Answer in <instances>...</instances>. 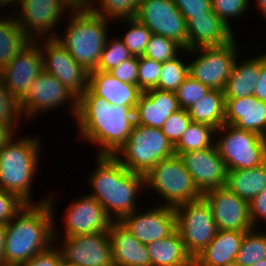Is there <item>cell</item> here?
Returning a JSON list of instances; mask_svg holds the SVG:
<instances>
[{
	"label": "cell",
	"mask_w": 266,
	"mask_h": 266,
	"mask_svg": "<svg viewBox=\"0 0 266 266\" xmlns=\"http://www.w3.org/2000/svg\"><path fill=\"white\" fill-rule=\"evenodd\" d=\"M249 214L254 227L258 218L266 221V188L249 202Z\"/></svg>",
	"instance_id": "48"
},
{
	"label": "cell",
	"mask_w": 266,
	"mask_h": 266,
	"mask_svg": "<svg viewBox=\"0 0 266 266\" xmlns=\"http://www.w3.org/2000/svg\"><path fill=\"white\" fill-rule=\"evenodd\" d=\"M108 233L114 266H151L146 245L139 242L120 221H113Z\"/></svg>",
	"instance_id": "24"
},
{
	"label": "cell",
	"mask_w": 266,
	"mask_h": 266,
	"mask_svg": "<svg viewBox=\"0 0 266 266\" xmlns=\"http://www.w3.org/2000/svg\"><path fill=\"white\" fill-rule=\"evenodd\" d=\"M26 204L19 196L0 189V223L7 224Z\"/></svg>",
	"instance_id": "44"
},
{
	"label": "cell",
	"mask_w": 266,
	"mask_h": 266,
	"mask_svg": "<svg viewBox=\"0 0 266 266\" xmlns=\"http://www.w3.org/2000/svg\"><path fill=\"white\" fill-rule=\"evenodd\" d=\"M151 266H193L177 229L170 235L146 245Z\"/></svg>",
	"instance_id": "27"
},
{
	"label": "cell",
	"mask_w": 266,
	"mask_h": 266,
	"mask_svg": "<svg viewBox=\"0 0 266 266\" xmlns=\"http://www.w3.org/2000/svg\"><path fill=\"white\" fill-rule=\"evenodd\" d=\"M189 76V65L184 64L179 56L162 63L157 89L175 92Z\"/></svg>",
	"instance_id": "35"
},
{
	"label": "cell",
	"mask_w": 266,
	"mask_h": 266,
	"mask_svg": "<svg viewBox=\"0 0 266 266\" xmlns=\"http://www.w3.org/2000/svg\"><path fill=\"white\" fill-rule=\"evenodd\" d=\"M5 237H6V224L0 223V266H5L4 263Z\"/></svg>",
	"instance_id": "51"
},
{
	"label": "cell",
	"mask_w": 266,
	"mask_h": 266,
	"mask_svg": "<svg viewBox=\"0 0 266 266\" xmlns=\"http://www.w3.org/2000/svg\"><path fill=\"white\" fill-rule=\"evenodd\" d=\"M0 16V73L31 40L25 35L16 18Z\"/></svg>",
	"instance_id": "31"
},
{
	"label": "cell",
	"mask_w": 266,
	"mask_h": 266,
	"mask_svg": "<svg viewBox=\"0 0 266 266\" xmlns=\"http://www.w3.org/2000/svg\"><path fill=\"white\" fill-rule=\"evenodd\" d=\"M249 0H211L214 13L231 28L228 18H236L249 8Z\"/></svg>",
	"instance_id": "43"
},
{
	"label": "cell",
	"mask_w": 266,
	"mask_h": 266,
	"mask_svg": "<svg viewBox=\"0 0 266 266\" xmlns=\"http://www.w3.org/2000/svg\"><path fill=\"white\" fill-rule=\"evenodd\" d=\"M176 229L188 254L194 259L217 234L208 202L202 197L175 207Z\"/></svg>",
	"instance_id": "9"
},
{
	"label": "cell",
	"mask_w": 266,
	"mask_h": 266,
	"mask_svg": "<svg viewBox=\"0 0 266 266\" xmlns=\"http://www.w3.org/2000/svg\"><path fill=\"white\" fill-rule=\"evenodd\" d=\"M17 6L22 10L18 17H15L17 23L32 41L50 33L60 17L62 18L65 8L74 10L78 7L72 0H19Z\"/></svg>",
	"instance_id": "14"
},
{
	"label": "cell",
	"mask_w": 266,
	"mask_h": 266,
	"mask_svg": "<svg viewBox=\"0 0 266 266\" xmlns=\"http://www.w3.org/2000/svg\"><path fill=\"white\" fill-rule=\"evenodd\" d=\"M191 122L188 111L179 109L168 117L161 130L172 145L175 146Z\"/></svg>",
	"instance_id": "42"
},
{
	"label": "cell",
	"mask_w": 266,
	"mask_h": 266,
	"mask_svg": "<svg viewBox=\"0 0 266 266\" xmlns=\"http://www.w3.org/2000/svg\"><path fill=\"white\" fill-rule=\"evenodd\" d=\"M225 124L266 138V102L254 95L225 99Z\"/></svg>",
	"instance_id": "23"
},
{
	"label": "cell",
	"mask_w": 266,
	"mask_h": 266,
	"mask_svg": "<svg viewBox=\"0 0 266 266\" xmlns=\"http://www.w3.org/2000/svg\"><path fill=\"white\" fill-rule=\"evenodd\" d=\"M145 185L165 199L167 206L195 201L203 194L195 185L179 155L160 160L145 175Z\"/></svg>",
	"instance_id": "7"
},
{
	"label": "cell",
	"mask_w": 266,
	"mask_h": 266,
	"mask_svg": "<svg viewBox=\"0 0 266 266\" xmlns=\"http://www.w3.org/2000/svg\"><path fill=\"white\" fill-rule=\"evenodd\" d=\"M49 198L38 204H26L6 224L5 266H18L54 244L57 238L53 226L54 202Z\"/></svg>",
	"instance_id": "2"
},
{
	"label": "cell",
	"mask_w": 266,
	"mask_h": 266,
	"mask_svg": "<svg viewBox=\"0 0 266 266\" xmlns=\"http://www.w3.org/2000/svg\"><path fill=\"white\" fill-rule=\"evenodd\" d=\"M215 134L221 136L215 144L227 171L254 168L266 162L265 137L228 124L216 129Z\"/></svg>",
	"instance_id": "8"
},
{
	"label": "cell",
	"mask_w": 266,
	"mask_h": 266,
	"mask_svg": "<svg viewBox=\"0 0 266 266\" xmlns=\"http://www.w3.org/2000/svg\"><path fill=\"white\" fill-rule=\"evenodd\" d=\"M19 4V0H0V6H6L7 4H9L10 6H12L11 4L13 3H17Z\"/></svg>",
	"instance_id": "53"
},
{
	"label": "cell",
	"mask_w": 266,
	"mask_h": 266,
	"mask_svg": "<svg viewBox=\"0 0 266 266\" xmlns=\"http://www.w3.org/2000/svg\"><path fill=\"white\" fill-rule=\"evenodd\" d=\"M123 21H127V24L130 27L122 40L124 45L129 49L132 56H143L152 34L151 31L136 18Z\"/></svg>",
	"instance_id": "37"
},
{
	"label": "cell",
	"mask_w": 266,
	"mask_h": 266,
	"mask_svg": "<svg viewBox=\"0 0 266 266\" xmlns=\"http://www.w3.org/2000/svg\"><path fill=\"white\" fill-rule=\"evenodd\" d=\"M70 18L66 35L50 34L88 72L96 70L107 41V19L96 15L87 6H78Z\"/></svg>",
	"instance_id": "4"
},
{
	"label": "cell",
	"mask_w": 266,
	"mask_h": 266,
	"mask_svg": "<svg viewBox=\"0 0 266 266\" xmlns=\"http://www.w3.org/2000/svg\"><path fill=\"white\" fill-rule=\"evenodd\" d=\"M189 51L201 47H220L234 40L232 29L213 10L208 15L193 16L187 21Z\"/></svg>",
	"instance_id": "21"
},
{
	"label": "cell",
	"mask_w": 266,
	"mask_h": 266,
	"mask_svg": "<svg viewBox=\"0 0 266 266\" xmlns=\"http://www.w3.org/2000/svg\"><path fill=\"white\" fill-rule=\"evenodd\" d=\"M236 48L237 45L233 40L220 47H201L189 50V53L200 54L197 59L188 64L189 75L210 89L224 90L238 56Z\"/></svg>",
	"instance_id": "10"
},
{
	"label": "cell",
	"mask_w": 266,
	"mask_h": 266,
	"mask_svg": "<svg viewBox=\"0 0 266 266\" xmlns=\"http://www.w3.org/2000/svg\"><path fill=\"white\" fill-rule=\"evenodd\" d=\"M225 187L250 202L266 188V162L254 168L227 171Z\"/></svg>",
	"instance_id": "29"
},
{
	"label": "cell",
	"mask_w": 266,
	"mask_h": 266,
	"mask_svg": "<svg viewBox=\"0 0 266 266\" xmlns=\"http://www.w3.org/2000/svg\"><path fill=\"white\" fill-rule=\"evenodd\" d=\"M180 108L175 92L157 88L142 92L135 107L136 124L161 128Z\"/></svg>",
	"instance_id": "22"
},
{
	"label": "cell",
	"mask_w": 266,
	"mask_h": 266,
	"mask_svg": "<svg viewBox=\"0 0 266 266\" xmlns=\"http://www.w3.org/2000/svg\"><path fill=\"white\" fill-rule=\"evenodd\" d=\"M202 197L211 208L218 230L254 229L249 214V202L232 193L227 187L209 190Z\"/></svg>",
	"instance_id": "16"
},
{
	"label": "cell",
	"mask_w": 266,
	"mask_h": 266,
	"mask_svg": "<svg viewBox=\"0 0 266 266\" xmlns=\"http://www.w3.org/2000/svg\"><path fill=\"white\" fill-rule=\"evenodd\" d=\"M253 95L266 102V53L261 55V73L255 84Z\"/></svg>",
	"instance_id": "49"
},
{
	"label": "cell",
	"mask_w": 266,
	"mask_h": 266,
	"mask_svg": "<svg viewBox=\"0 0 266 266\" xmlns=\"http://www.w3.org/2000/svg\"><path fill=\"white\" fill-rule=\"evenodd\" d=\"M38 138L12 137L0 148V189L19 196L27 204L31 201V183L38 165Z\"/></svg>",
	"instance_id": "5"
},
{
	"label": "cell",
	"mask_w": 266,
	"mask_h": 266,
	"mask_svg": "<svg viewBox=\"0 0 266 266\" xmlns=\"http://www.w3.org/2000/svg\"><path fill=\"white\" fill-rule=\"evenodd\" d=\"M245 232L218 230L209 245L193 259V266H234Z\"/></svg>",
	"instance_id": "25"
},
{
	"label": "cell",
	"mask_w": 266,
	"mask_h": 266,
	"mask_svg": "<svg viewBox=\"0 0 266 266\" xmlns=\"http://www.w3.org/2000/svg\"><path fill=\"white\" fill-rule=\"evenodd\" d=\"M43 71L40 46L31 40L0 73L6 88L20 100Z\"/></svg>",
	"instance_id": "18"
},
{
	"label": "cell",
	"mask_w": 266,
	"mask_h": 266,
	"mask_svg": "<svg viewBox=\"0 0 266 266\" xmlns=\"http://www.w3.org/2000/svg\"><path fill=\"white\" fill-rule=\"evenodd\" d=\"M52 245L47 250L36 254L34 257L28 261L18 265V266H61L63 263L62 253L57 247Z\"/></svg>",
	"instance_id": "47"
},
{
	"label": "cell",
	"mask_w": 266,
	"mask_h": 266,
	"mask_svg": "<svg viewBox=\"0 0 266 266\" xmlns=\"http://www.w3.org/2000/svg\"><path fill=\"white\" fill-rule=\"evenodd\" d=\"M143 0H99V7H95L93 0L87 7L96 15L109 19H132L137 15ZM92 2V3H91Z\"/></svg>",
	"instance_id": "34"
},
{
	"label": "cell",
	"mask_w": 266,
	"mask_h": 266,
	"mask_svg": "<svg viewBox=\"0 0 266 266\" xmlns=\"http://www.w3.org/2000/svg\"><path fill=\"white\" fill-rule=\"evenodd\" d=\"M123 156L124 159L119 158ZM175 155L161 128L135 124L127 141L113 155L126 169L145 175L160 160Z\"/></svg>",
	"instance_id": "6"
},
{
	"label": "cell",
	"mask_w": 266,
	"mask_h": 266,
	"mask_svg": "<svg viewBox=\"0 0 266 266\" xmlns=\"http://www.w3.org/2000/svg\"><path fill=\"white\" fill-rule=\"evenodd\" d=\"M78 6H87L90 3V0H72Z\"/></svg>",
	"instance_id": "54"
},
{
	"label": "cell",
	"mask_w": 266,
	"mask_h": 266,
	"mask_svg": "<svg viewBox=\"0 0 266 266\" xmlns=\"http://www.w3.org/2000/svg\"><path fill=\"white\" fill-rule=\"evenodd\" d=\"M109 42L107 39L99 64L94 71L109 72L118 64L132 57L129 49L124 45L122 39L120 40V38H114L113 41Z\"/></svg>",
	"instance_id": "38"
},
{
	"label": "cell",
	"mask_w": 266,
	"mask_h": 266,
	"mask_svg": "<svg viewBox=\"0 0 266 266\" xmlns=\"http://www.w3.org/2000/svg\"><path fill=\"white\" fill-rule=\"evenodd\" d=\"M136 106L112 105L89 88L77 99L76 121L81 137L99 145L98 155L113 156L136 124Z\"/></svg>",
	"instance_id": "1"
},
{
	"label": "cell",
	"mask_w": 266,
	"mask_h": 266,
	"mask_svg": "<svg viewBox=\"0 0 266 266\" xmlns=\"http://www.w3.org/2000/svg\"><path fill=\"white\" fill-rule=\"evenodd\" d=\"M22 117L19 100L6 88L0 79V123L9 126L13 131L16 122ZM14 128V129H13Z\"/></svg>",
	"instance_id": "39"
},
{
	"label": "cell",
	"mask_w": 266,
	"mask_h": 266,
	"mask_svg": "<svg viewBox=\"0 0 266 266\" xmlns=\"http://www.w3.org/2000/svg\"><path fill=\"white\" fill-rule=\"evenodd\" d=\"M236 59L224 88L225 99H238L254 94L255 84L261 73V56L238 63Z\"/></svg>",
	"instance_id": "28"
},
{
	"label": "cell",
	"mask_w": 266,
	"mask_h": 266,
	"mask_svg": "<svg viewBox=\"0 0 266 266\" xmlns=\"http://www.w3.org/2000/svg\"><path fill=\"white\" fill-rule=\"evenodd\" d=\"M215 131L216 129L212 126L191 122L179 142L174 146L175 153H185L212 147L213 143H215L213 142L216 137Z\"/></svg>",
	"instance_id": "32"
},
{
	"label": "cell",
	"mask_w": 266,
	"mask_h": 266,
	"mask_svg": "<svg viewBox=\"0 0 266 266\" xmlns=\"http://www.w3.org/2000/svg\"><path fill=\"white\" fill-rule=\"evenodd\" d=\"M97 156V168L89 178L93 193L89 195L101 203L113 221H120L137 210L135 198L145 186L144 175L129 171L114 156Z\"/></svg>",
	"instance_id": "3"
},
{
	"label": "cell",
	"mask_w": 266,
	"mask_h": 266,
	"mask_svg": "<svg viewBox=\"0 0 266 266\" xmlns=\"http://www.w3.org/2000/svg\"><path fill=\"white\" fill-rule=\"evenodd\" d=\"M175 154L182 159L202 194L225 186L227 169L215 143L210 148Z\"/></svg>",
	"instance_id": "17"
},
{
	"label": "cell",
	"mask_w": 266,
	"mask_h": 266,
	"mask_svg": "<svg viewBox=\"0 0 266 266\" xmlns=\"http://www.w3.org/2000/svg\"><path fill=\"white\" fill-rule=\"evenodd\" d=\"M60 249L63 263L69 266H114L108 231L63 237Z\"/></svg>",
	"instance_id": "13"
},
{
	"label": "cell",
	"mask_w": 266,
	"mask_h": 266,
	"mask_svg": "<svg viewBox=\"0 0 266 266\" xmlns=\"http://www.w3.org/2000/svg\"><path fill=\"white\" fill-rule=\"evenodd\" d=\"M88 88L114 106H136L142 93L138 85L121 82L104 71L89 72Z\"/></svg>",
	"instance_id": "26"
},
{
	"label": "cell",
	"mask_w": 266,
	"mask_h": 266,
	"mask_svg": "<svg viewBox=\"0 0 266 266\" xmlns=\"http://www.w3.org/2000/svg\"><path fill=\"white\" fill-rule=\"evenodd\" d=\"M46 44L40 45L43 71L55 76L72 94L79 98L88 88L89 72L69 54L54 38H46ZM43 49H41L42 47Z\"/></svg>",
	"instance_id": "12"
},
{
	"label": "cell",
	"mask_w": 266,
	"mask_h": 266,
	"mask_svg": "<svg viewBox=\"0 0 266 266\" xmlns=\"http://www.w3.org/2000/svg\"><path fill=\"white\" fill-rule=\"evenodd\" d=\"M67 209L64 237L108 231L113 222L101 203L90 195L72 202Z\"/></svg>",
	"instance_id": "20"
},
{
	"label": "cell",
	"mask_w": 266,
	"mask_h": 266,
	"mask_svg": "<svg viewBox=\"0 0 266 266\" xmlns=\"http://www.w3.org/2000/svg\"><path fill=\"white\" fill-rule=\"evenodd\" d=\"M180 50L185 49L174 40L151 34L143 56L163 63L178 57L177 52Z\"/></svg>",
	"instance_id": "36"
},
{
	"label": "cell",
	"mask_w": 266,
	"mask_h": 266,
	"mask_svg": "<svg viewBox=\"0 0 266 266\" xmlns=\"http://www.w3.org/2000/svg\"><path fill=\"white\" fill-rule=\"evenodd\" d=\"M192 122L219 129L225 124V97L223 90L210 89L207 94L187 109Z\"/></svg>",
	"instance_id": "30"
},
{
	"label": "cell",
	"mask_w": 266,
	"mask_h": 266,
	"mask_svg": "<svg viewBox=\"0 0 266 266\" xmlns=\"http://www.w3.org/2000/svg\"><path fill=\"white\" fill-rule=\"evenodd\" d=\"M121 82L138 85V57L132 56L109 71Z\"/></svg>",
	"instance_id": "45"
},
{
	"label": "cell",
	"mask_w": 266,
	"mask_h": 266,
	"mask_svg": "<svg viewBox=\"0 0 266 266\" xmlns=\"http://www.w3.org/2000/svg\"><path fill=\"white\" fill-rule=\"evenodd\" d=\"M173 2L187 21L193 16L208 15L212 10L211 0H173Z\"/></svg>",
	"instance_id": "46"
},
{
	"label": "cell",
	"mask_w": 266,
	"mask_h": 266,
	"mask_svg": "<svg viewBox=\"0 0 266 266\" xmlns=\"http://www.w3.org/2000/svg\"><path fill=\"white\" fill-rule=\"evenodd\" d=\"M69 99L73 102L72 112L74 117L77 114V97L68 90V88L61 84L59 80L42 71L35 79L30 89L19 100V106L22 115L25 114L27 118L34 117L40 111L47 109L52 110L58 105H63Z\"/></svg>",
	"instance_id": "15"
},
{
	"label": "cell",
	"mask_w": 266,
	"mask_h": 266,
	"mask_svg": "<svg viewBox=\"0 0 266 266\" xmlns=\"http://www.w3.org/2000/svg\"><path fill=\"white\" fill-rule=\"evenodd\" d=\"M209 90V87L203 85L189 75L177 88L175 95L180 108L187 110L207 94Z\"/></svg>",
	"instance_id": "40"
},
{
	"label": "cell",
	"mask_w": 266,
	"mask_h": 266,
	"mask_svg": "<svg viewBox=\"0 0 266 266\" xmlns=\"http://www.w3.org/2000/svg\"><path fill=\"white\" fill-rule=\"evenodd\" d=\"M251 266H266V258L258 260L256 263L252 264Z\"/></svg>",
	"instance_id": "55"
},
{
	"label": "cell",
	"mask_w": 266,
	"mask_h": 266,
	"mask_svg": "<svg viewBox=\"0 0 266 266\" xmlns=\"http://www.w3.org/2000/svg\"><path fill=\"white\" fill-rule=\"evenodd\" d=\"M255 231L256 228L245 232L234 266H251L258 260L266 258V233Z\"/></svg>",
	"instance_id": "33"
},
{
	"label": "cell",
	"mask_w": 266,
	"mask_h": 266,
	"mask_svg": "<svg viewBox=\"0 0 266 266\" xmlns=\"http://www.w3.org/2000/svg\"><path fill=\"white\" fill-rule=\"evenodd\" d=\"M137 212L124 216L120 222L144 245L165 238L176 229L175 207L161 205L142 214Z\"/></svg>",
	"instance_id": "19"
},
{
	"label": "cell",
	"mask_w": 266,
	"mask_h": 266,
	"mask_svg": "<svg viewBox=\"0 0 266 266\" xmlns=\"http://www.w3.org/2000/svg\"><path fill=\"white\" fill-rule=\"evenodd\" d=\"M13 132L14 131L9 126L0 123V148L15 136Z\"/></svg>",
	"instance_id": "50"
},
{
	"label": "cell",
	"mask_w": 266,
	"mask_h": 266,
	"mask_svg": "<svg viewBox=\"0 0 266 266\" xmlns=\"http://www.w3.org/2000/svg\"><path fill=\"white\" fill-rule=\"evenodd\" d=\"M161 66V62L145 56L138 57V88L142 92L157 87Z\"/></svg>",
	"instance_id": "41"
},
{
	"label": "cell",
	"mask_w": 266,
	"mask_h": 266,
	"mask_svg": "<svg viewBox=\"0 0 266 266\" xmlns=\"http://www.w3.org/2000/svg\"><path fill=\"white\" fill-rule=\"evenodd\" d=\"M152 34L162 35L188 48L187 20L173 0H143L135 17Z\"/></svg>",
	"instance_id": "11"
},
{
	"label": "cell",
	"mask_w": 266,
	"mask_h": 266,
	"mask_svg": "<svg viewBox=\"0 0 266 266\" xmlns=\"http://www.w3.org/2000/svg\"><path fill=\"white\" fill-rule=\"evenodd\" d=\"M256 5L259 6V9L261 10V13L266 18V0H256Z\"/></svg>",
	"instance_id": "52"
}]
</instances>
